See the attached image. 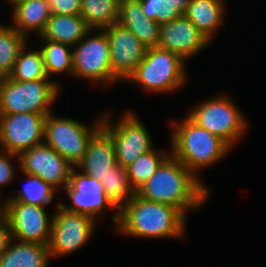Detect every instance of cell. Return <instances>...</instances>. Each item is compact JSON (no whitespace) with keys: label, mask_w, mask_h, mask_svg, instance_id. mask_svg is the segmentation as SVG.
Returning <instances> with one entry per match:
<instances>
[{"label":"cell","mask_w":266,"mask_h":267,"mask_svg":"<svg viewBox=\"0 0 266 267\" xmlns=\"http://www.w3.org/2000/svg\"><path fill=\"white\" fill-rule=\"evenodd\" d=\"M135 193L146 200L187 210L202 207L210 196L209 189L171 153L156 172Z\"/></svg>","instance_id":"6da1fadb"},{"label":"cell","mask_w":266,"mask_h":267,"mask_svg":"<svg viewBox=\"0 0 266 267\" xmlns=\"http://www.w3.org/2000/svg\"><path fill=\"white\" fill-rule=\"evenodd\" d=\"M115 230L141 238H181L185 235L186 216L171 205L149 201L136 193L112 217Z\"/></svg>","instance_id":"7a4b0ae2"},{"label":"cell","mask_w":266,"mask_h":267,"mask_svg":"<svg viewBox=\"0 0 266 267\" xmlns=\"http://www.w3.org/2000/svg\"><path fill=\"white\" fill-rule=\"evenodd\" d=\"M171 124L170 153L196 177L202 168L216 164L231 150L224 140L196 125L187 116Z\"/></svg>","instance_id":"3957f363"},{"label":"cell","mask_w":266,"mask_h":267,"mask_svg":"<svg viewBox=\"0 0 266 267\" xmlns=\"http://www.w3.org/2000/svg\"><path fill=\"white\" fill-rule=\"evenodd\" d=\"M185 61L174 52L158 46L148 48L145 58L126 80L148 92H174L186 83Z\"/></svg>","instance_id":"277c9868"},{"label":"cell","mask_w":266,"mask_h":267,"mask_svg":"<svg viewBox=\"0 0 266 267\" xmlns=\"http://www.w3.org/2000/svg\"><path fill=\"white\" fill-rule=\"evenodd\" d=\"M54 80L18 82L8 76L0 83V114L38 113L48 115L59 94Z\"/></svg>","instance_id":"5b68a950"},{"label":"cell","mask_w":266,"mask_h":267,"mask_svg":"<svg viewBox=\"0 0 266 267\" xmlns=\"http://www.w3.org/2000/svg\"><path fill=\"white\" fill-rule=\"evenodd\" d=\"M187 117L196 125L224 140L231 148L247 132V121L227 95L212 97L195 106Z\"/></svg>","instance_id":"8992f818"},{"label":"cell","mask_w":266,"mask_h":267,"mask_svg":"<svg viewBox=\"0 0 266 267\" xmlns=\"http://www.w3.org/2000/svg\"><path fill=\"white\" fill-rule=\"evenodd\" d=\"M103 116L87 126L74 119L46 115L44 122V143L75 167L85 156L92 136L101 128Z\"/></svg>","instance_id":"52a82bcc"},{"label":"cell","mask_w":266,"mask_h":267,"mask_svg":"<svg viewBox=\"0 0 266 267\" xmlns=\"http://www.w3.org/2000/svg\"><path fill=\"white\" fill-rule=\"evenodd\" d=\"M91 31L72 47V76L108 87L118 81L111 70L108 37L104 30L95 36Z\"/></svg>","instance_id":"ba28073f"},{"label":"cell","mask_w":266,"mask_h":267,"mask_svg":"<svg viewBox=\"0 0 266 267\" xmlns=\"http://www.w3.org/2000/svg\"><path fill=\"white\" fill-rule=\"evenodd\" d=\"M111 119L109 114L104 115L101 128L113 141L117 164L127 168L143 153L153 149L149 132L137 115L128 111L117 123H112Z\"/></svg>","instance_id":"9c48e42d"},{"label":"cell","mask_w":266,"mask_h":267,"mask_svg":"<svg viewBox=\"0 0 266 267\" xmlns=\"http://www.w3.org/2000/svg\"><path fill=\"white\" fill-rule=\"evenodd\" d=\"M52 215L48 244L51 258L68 255L84 247L92 237L96 221L84 214L71 212L57 204Z\"/></svg>","instance_id":"30bf717a"},{"label":"cell","mask_w":266,"mask_h":267,"mask_svg":"<svg viewBox=\"0 0 266 267\" xmlns=\"http://www.w3.org/2000/svg\"><path fill=\"white\" fill-rule=\"evenodd\" d=\"M45 118L38 113L0 114L1 150L20 155L44 143Z\"/></svg>","instance_id":"8fae6325"},{"label":"cell","mask_w":266,"mask_h":267,"mask_svg":"<svg viewBox=\"0 0 266 267\" xmlns=\"http://www.w3.org/2000/svg\"><path fill=\"white\" fill-rule=\"evenodd\" d=\"M5 216L14 240L49 244L53 217H49L45 206L5 201Z\"/></svg>","instance_id":"7c38bea8"},{"label":"cell","mask_w":266,"mask_h":267,"mask_svg":"<svg viewBox=\"0 0 266 267\" xmlns=\"http://www.w3.org/2000/svg\"><path fill=\"white\" fill-rule=\"evenodd\" d=\"M18 160L22 173L39 177L57 191L69 184L73 166L45 143L23 151Z\"/></svg>","instance_id":"4fadbf2b"},{"label":"cell","mask_w":266,"mask_h":267,"mask_svg":"<svg viewBox=\"0 0 266 267\" xmlns=\"http://www.w3.org/2000/svg\"><path fill=\"white\" fill-rule=\"evenodd\" d=\"M76 169L77 167H73L69 184L63 190L71 202L59 205L65 210L87 215L95 221L105 209L117 210L106 197L102 183L80 171L76 172Z\"/></svg>","instance_id":"5bb4252c"},{"label":"cell","mask_w":266,"mask_h":267,"mask_svg":"<svg viewBox=\"0 0 266 267\" xmlns=\"http://www.w3.org/2000/svg\"><path fill=\"white\" fill-rule=\"evenodd\" d=\"M103 30L108 37L112 73L119 81H126L145 58L147 48L130 30L118 23Z\"/></svg>","instance_id":"9a60e30c"},{"label":"cell","mask_w":266,"mask_h":267,"mask_svg":"<svg viewBox=\"0 0 266 267\" xmlns=\"http://www.w3.org/2000/svg\"><path fill=\"white\" fill-rule=\"evenodd\" d=\"M209 44L210 42L184 14L160 25L157 46L176 53L185 62Z\"/></svg>","instance_id":"2e32d148"},{"label":"cell","mask_w":266,"mask_h":267,"mask_svg":"<svg viewBox=\"0 0 266 267\" xmlns=\"http://www.w3.org/2000/svg\"><path fill=\"white\" fill-rule=\"evenodd\" d=\"M116 156L111 137L100 128L89 140L85 156L75 166L82 173L94 177L99 182L116 165Z\"/></svg>","instance_id":"e0dca14e"},{"label":"cell","mask_w":266,"mask_h":267,"mask_svg":"<svg viewBox=\"0 0 266 267\" xmlns=\"http://www.w3.org/2000/svg\"><path fill=\"white\" fill-rule=\"evenodd\" d=\"M118 24L130 30L147 49L157 46L160 24L145 17L139 0H121Z\"/></svg>","instance_id":"ac0fdd59"},{"label":"cell","mask_w":266,"mask_h":267,"mask_svg":"<svg viewBox=\"0 0 266 267\" xmlns=\"http://www.w3.org/2000/svg\"><path fill=\"white\" fill-rule=\"evenodd\" d=\"M91 29L80 14H51L44 30L37 37L75 46Z\"/></svg>","instance_id":"d6986e66"},{"label":"cell","mask_w":266,"mask_h":267,"mask_svg":"<svg viewBox=\"0 0 266 267\" xmlns=\"http://www.w3.org/2000/svg\"><path fill=\"white\" fill-rule=\"evenodd\" d=\"M11 14L12 27L27 38L31 32L39 36L51 15L47 0H21L13 5Z\"/></svg>","instance_id":"ffe728a7"},{"label":"cell","mask_w":266,"mask_h":267,"mask_svg":"<svg viewBox=\"0 0 266 267\" xmlns=\"http://www.w3.org/2000/svg\"><path fill=\"white\" fill-rule=\"evenodd\" d=\"M50 258L48 245L12 238L7 250L0 255V267H48Z\"/></svg>","instance_id":"44dd1931"},{"label":"cell","mask_w":266,"mask_h":267,"mask_svg":"<svg viewBox=\"0 0 266 267\" xmlns=\"http://www.w3.org/2000/svg\"><path fill=\"white\" fill-rule=\"evenodd\" d=\"M224 0H190L184 15L211 43L224 18Z\"/></svg>","instance_id":"7402d4cb"},{"label":"cell","mask_w":266,"mask_h":267,"mask_svg":"<svg viewBox=\"0 0 266 267\" xmlns=\"http://www.w3.org/2000/svg\"><path fill=\"white\" fill-rule=\"evenodd\" d=\"M121 0H81L80 15L91 30L118 23Z\"/></svg>","instance_id":"603a6c76"},{"label":"cell","mask_w":266,"mask_h":267,"mask_svg":"<svg viewBox=\"0 0 266 267\" xmlns=\"http://www.w3.org/2000/svg\"><path fill=\"white\" fill-rule=\"evenodd\" d=\"M108 200L119 212L135 195L131 187L127 169L119 164L114 165L101 181Z\"/></svg>","instance_id":"cb8c5ba5"},{"label":"cell","mask_w":266,"mask_h":267,"mask_svg":"<svg viewBox=\"0 0 266 267\" xmlns=\"http://www.w3.org/2000/svg\"><path fill=\"white\" fill-rule=\"evenodd\" d=\"M26 46L27 44L20 50L13 70L8 77L18 82L49 79L40 48L27 52Z\"/></svg>","instance_id":"d4e9b609"},{"label":"cell","mask_w":266,"mask_h":267,"mask_svg":"<svg viewBox=\"0 0 266 267\" xmlns=\"http://www.w3.org/2000/svg\"><path fill=\"white\" fill-rule=\"evenodd\" d=\"M28 38L12 26L0 23V74L8 76L15 65L20 50L28 44Z\"/></svg>","instance_id":"484cf974"},{"label":"cell","mask_w":266,"mask_h":267,"mask_svg":"<svg viewBox=\"0 0 266 267\" xmlns=\"http://www.w3.org/2000/svg\"><path fill=\"white\" fill-rule=\"evenodd\" d=\"M44 41V46L41 47L43 61L45 63L46 73L50 77L54 74L66 72L72 76L73 74V57L72 46L50 41L47 39H40Z\"/></svg>","instance_id":"4316f807"},{"label":"cell","mask_w":266,"mask_h":267,"mask_svg":"<svg viewBox=\"0 0 266 267\" xmlns=\"http://www.w3.org/2000/svg\"><path fill=\"white\" fill-rule=\"evenodd\" d=\"M23 175L28 180L23 189L18 191V195L7 197L4 199L5 201H18L36 206H46L52 203L53 198H56L54 194L57 190L55 188L35 175L24 173Z\"/></svg>","instance_id":"83f0119b"},{"label":"cell","mask_w":266,"mask_h":267,"mask_svg":"<svg viewBox=\"0 0 266 267\" xmlns=\"http://www.w3.org/2000/svg\"><path fill=\"white\" fill-rule=\"evenodd\" d=\"M169 152L155 150L143 153L135 162L127 167V176L131 187L136 191L156 172L158 166L169 155Z\"/></svg>","instance_id":"f1b7e54d"},{"label":"cell","mask_w":266,"mask_h":267,"mask_svg":"<svg viewBox=\"0 0 266 267\" xmlns=\"http://www.w3.org/2000/svg\"><path fill=\"white\" fill-rule=\"evenodd\" d=\"M145 17L160 25L173 21L183 13L168 0H139Z\"/></svg>","instance_id":"f546056e"},{"label":"cell","mask_w":266,"mask_h":267,"mask_svg":"<svg viewBox=\"0 0 266 267\" xmlns=\"http://www.w3.org/2000/svg\"><path fill=\"white\" fill-rule=\"evenodd\" d=\"M0 188L9 185L15 178V168L12 165L13 158H18L19 155L0 151Z\"/></svg>","instance_id":"4dcf8cb0"},{"label":"cell","mask_w":266,"mask_h":267,"mask_svg":"<svg viewBox=\"0 0 266 267\" xmlns=\"http://www.w3.org/2000/svg\"><path fill=\"white\" fill-rule=\"evenodd\" d=\"M51 14H80L81 0H47Z\"/></svg>","instance_id":"1f68e13d"},{"label":"cell","mask_w":266,"mask_h":267,"mask_svg":"<svg viewBox=\"0 0 266 267\" xmlns=\"http://www.w3.org/2000/svg\"><path fill=\"white\" fill-rule=\"evenodd\" d=\"M11 240V228L9 227L6 216H4L0 220V255L7 250V247Z\"/></svg>","instance_id":"d6a6232c"},{"label":"cell","mask_w":266,"mask_h":267,"mask_svg":"<svg viewBox=\"0 0 266 267\" xmlns=\"http://www.w3.org/2000/svg\"><path fill=\"white\" fill-rule=\"evenodd\" d=\"M168 1L174 4V6H176L182 13H184L190 0H168Z\"/></svg>","instance_id":"836d02e7"},{"label":"cell","mask_w":266,"mask_h":267,"mask_svg":"<svg viewBox=\"0 0 266 267\" xmlns=\"http://www.w3.org/2000/svg\"><path fill=\"white\" fill-rule=\"evenodd\" d=\"M0 203V220L5 216V201Z\"/></svg>","instance_id":"e575fe53"},{"label":"cell","mask_w":266,"mask_h":267,"mask_svg":"<svg viewBox=\"0 0 266 267\" xmlns=\"http://www.w3.org/2000/svg\"><path fill=\"white\" fill-rule=\"evenodd\" d=\"M9 3H11V5L13 6L15 3L21 1V0H8Z\"/></svg>","instance_id":"d590c367"},{"label":"cell","mask_w":266,"mask_h":267,"mask_svg":"<svg viewBox=\"0 0 266 267\" xmlns=\"http://www.w3.org/2000/svg\"><path fill=\"white\" fill-rule=\"evenodd\" d=\"M2 79H3V76L0 74V83H1Z\"/></svg>","instance_id":"8d00e7d4"}]
</instances>
